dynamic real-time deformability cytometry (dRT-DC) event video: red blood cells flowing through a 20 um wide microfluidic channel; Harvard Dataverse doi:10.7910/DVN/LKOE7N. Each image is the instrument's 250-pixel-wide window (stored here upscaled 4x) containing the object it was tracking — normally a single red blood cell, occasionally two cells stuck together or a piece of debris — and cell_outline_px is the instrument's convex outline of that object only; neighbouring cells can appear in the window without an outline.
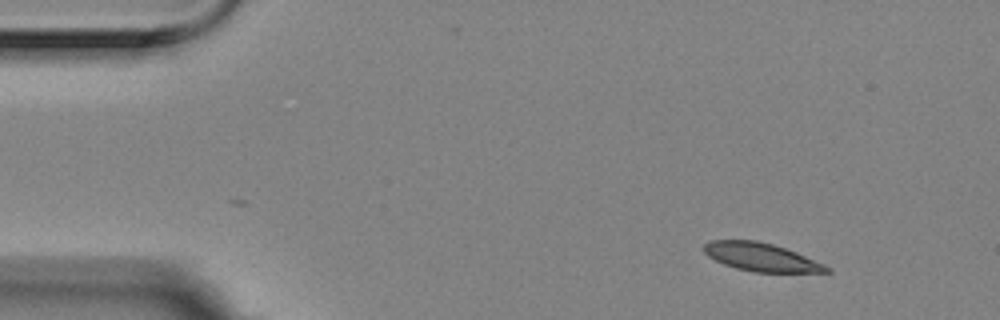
{"species": "Egyptian fruit bat (a non-hibernating species)", "species_latin": "Rousettus aegyptiacus", "temperature_condition": "room temperature", "stored_images_in_passage": 3, "camera_frame_rate_fps": 3000, "um_per_image_px": 0.085, "animal": {"sex": "female"}, "frame": {"image": 1, "passage_image": 1, "time_ms": 0.0, "image_size_px": [1000, 320], "cell_outline_px": [[832, 272], [752, 272], [736, 268], [724, 264], [708, 256], [704, 252], [704, 244], [708, 240], [756, 240], [772, 244], [796, 252], [824, 264], [832, 268]], "centroid_in_image_um": [64.7, 21.85], "position_along_channel_um": 20.3, "area_um2": 20.11}}
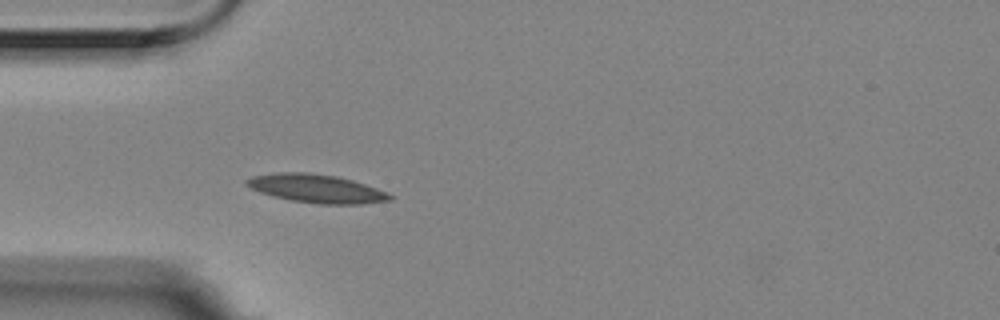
{"frame": {"image": 2, "passage_image": 3, "time_ms": 0.667, "image_size_px": [1000, 320], "cell_outline_px": [[392, 200], [364, 204], [320, 204], [292, 200], [272, 196], [260, 192], [244, 184], [244, 180], [252, 176], [276, 172], [308, 172], [336, 176], [352, 180], [388, 192], [392, 196]], "centroid_in_image_um": [26.88, 16.02], "position_along_channel_um": 58.1, "area_um2": 23.76}}